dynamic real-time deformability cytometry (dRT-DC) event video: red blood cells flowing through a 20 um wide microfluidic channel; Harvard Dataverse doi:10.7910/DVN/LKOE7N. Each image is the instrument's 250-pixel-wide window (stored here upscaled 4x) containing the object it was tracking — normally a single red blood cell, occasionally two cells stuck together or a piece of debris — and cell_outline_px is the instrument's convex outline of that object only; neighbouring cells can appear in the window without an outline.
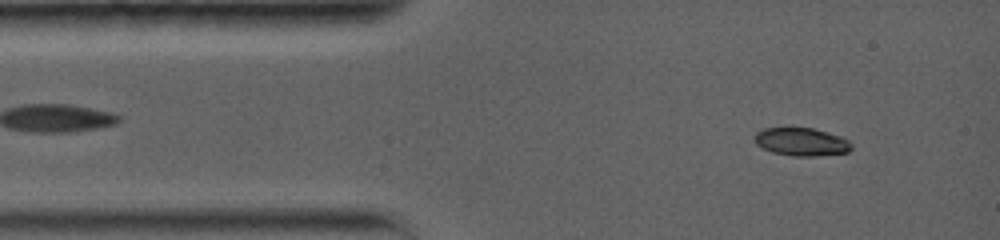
{"species": "common noctule bat (a hibernating species)", "species_latin": "Nyctalus noctula", "temperature_condition": "warm", "stored_images_in_passage": 33, "camera_frame_rate_fps": 5000, "um_per_image_px": 0.085, "animal": {"sex": "female", "body_mass_g": 19.0, "forearm_length_mm": 56.7}, "frame": {"image": 1, "passage_image": 2, "time_ms": 0.4, "image_size_px": [1000, 240], "cell_outline_px": [[852, 148], [848, 152], [812, 156], [792, 156], [772, 152], [756, 144], [752, 136], [760, 128], [788, 124], [812, 128], [828, 132], [840, 136], [848, 140], [852, 144]], "centroid_in_image_um": [68.03, 11.99], "position_along_channel_um": 17.0, "area_um2": 16.65}}
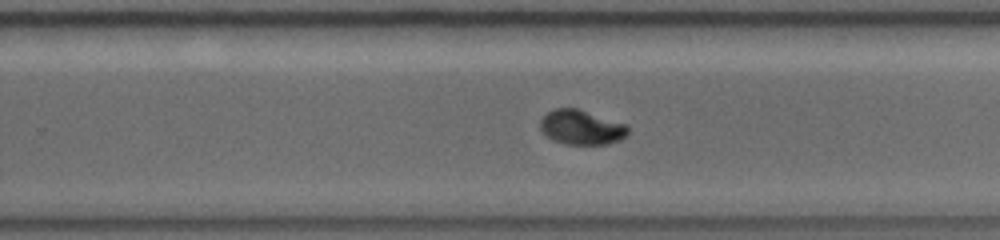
{"frame": {"image": 2, "passage_image": 18, "time_ms": 8.4, "image_size_px": [1000, 240], "cell_outline_px": [[628, 132], [620, 140], [608, 144], [564, 144], [552, 140], [540, 128], [540, 120], [552, 108], [576, 108], [628, 124]], "centroid_in_image_um": [49.42, 10.82], "position_along_channel_um": 280.4, "area_um2": 17.69}}
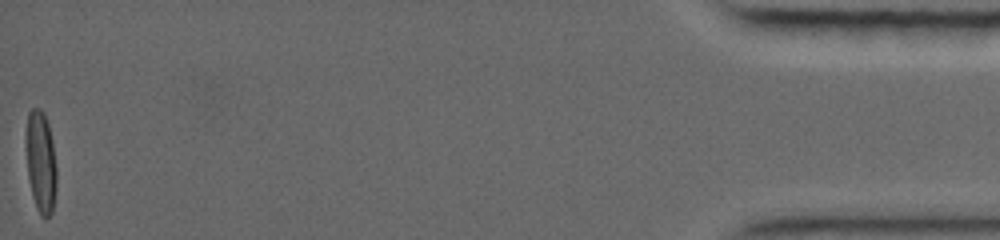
{"frame": {"image": 3, "passage_image": 33, "time_ms": 16.0, "image_size_px": [1000, 240], "cell_outline_px": [[56, 188], [52, 212], [44, 220], [40, 216], [36, 208], [32, 196], [28, 176], [24, 140], [24, 136], [28, 112], [32, 108], [40, 108], [44, 112], [48, 124], [52, 140], [56, 168]], "centroid_in_image_um": [3.44, 13.74], "position_along_channel_um": 431.8, "area_um2": 18.61}, "authors_computed_cell_mechanics": {"area_um2": 17.629, "velocity_mm_per_s": 3.8394, "shape_relaxation_time_tau1_ms": 4.413, "shape_relaxation_time_tau2_ms": 1.1846, "deformation_change_tau1": 0.1877, "deformation_change_tau2": 0.0314}}